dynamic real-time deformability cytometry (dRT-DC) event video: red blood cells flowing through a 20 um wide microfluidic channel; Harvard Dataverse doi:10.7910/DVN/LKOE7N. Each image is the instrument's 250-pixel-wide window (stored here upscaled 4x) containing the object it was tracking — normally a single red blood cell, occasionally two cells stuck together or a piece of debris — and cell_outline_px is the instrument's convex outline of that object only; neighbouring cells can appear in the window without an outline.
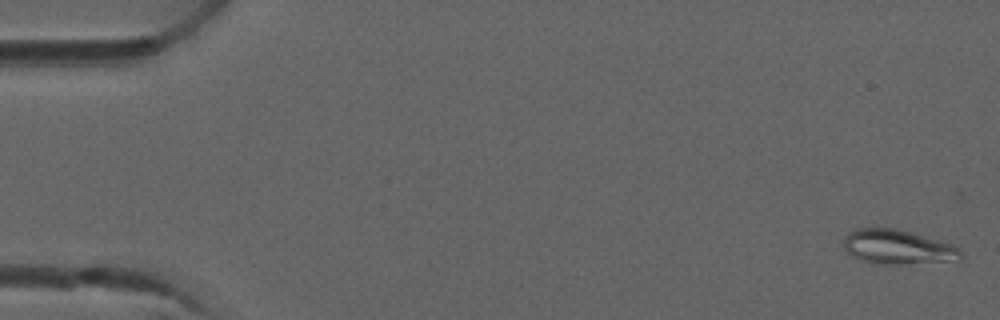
{"species": "common noctule bat (a hibernating species)", "species_latin": "Nyctalus noctula", "temperature_condition": "room temperature", "stored_images_in_passage": 6, "camera_frame_rate_fps": 3000, "um_per_image_px": 0.085, "animal": {"sex": "male", "forearm_length_mm": 52.5}, "frame": {"image": 1, "passage_image": 1, "time_ms": 0.0, "image_size_px": [1000, 320], "cell_outline_px": [[964, 256], [960, 260], [904, 264], [872, 264], [860, 260], [852, 256], [844, 248], [844, 236], [856, 228], [896, 228], [952, 244], [960, 248]], "centroid_in_image_um": [76.31, 21.01], "position_along_channel_um": 8.7, "area_um2": 23.7}}